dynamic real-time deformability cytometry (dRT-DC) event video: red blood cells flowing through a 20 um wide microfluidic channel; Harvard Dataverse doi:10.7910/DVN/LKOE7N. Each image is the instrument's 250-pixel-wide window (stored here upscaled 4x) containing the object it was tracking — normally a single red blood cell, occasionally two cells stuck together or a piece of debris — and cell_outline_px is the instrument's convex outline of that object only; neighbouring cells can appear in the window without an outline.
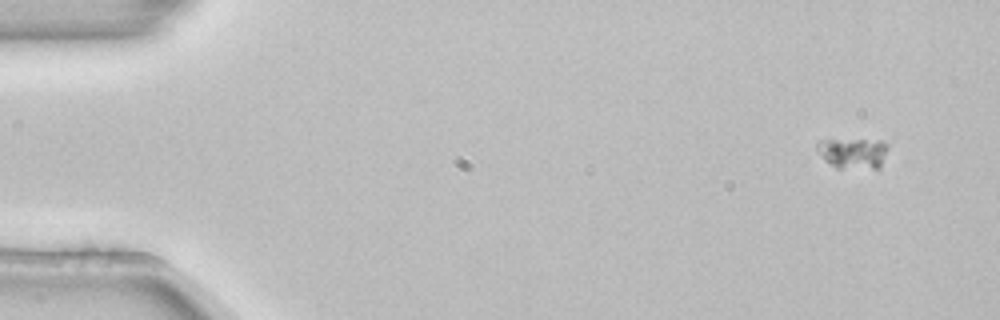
{"species": "common noctule bat (a hibernating species)", "species_latin": "Nyctalus noctula", "temperature_condition": "room temperature", "stored_images_in_passage": 5, "camera_frame_rate_fps": 3000, "um_per_image_px": 0.085, "animal": {"sex": "female", "body_mass_g": 22.7, "forearm_length_mm": 54.2}, "frame": {"image": 1, "passage_image": 1, "time_ms": 0.0, "image_size_px": [1000, 320], "cell_outline_px": [[888, 148], [880, 168], [836, 168], [824, 160], [816, 148], [816, 144], [820, 140], [884, 140], [888, 144]], "centroid_in_image_um": [72.52, 13.01], "position_along_channel_um": 12.5, "area_um2": 12.72}}
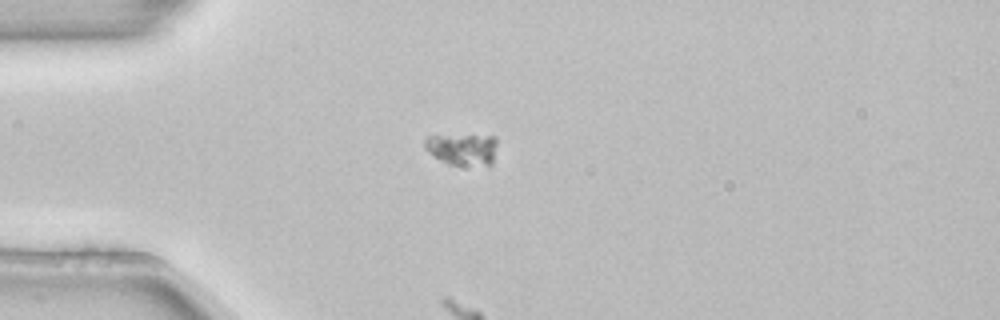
{"frame": {"image": 2, "passage_image": 4, "time_ms": 1.0, "image_size_px": [1000, 320], "cell_outline_px": [[496, 144], [492, 164], [448, 164], [432, 156], [424, 148], [424, 140], [428, 136], [496, 136]], "centroid_in_image_um": [39.26, 12.67], "position_along_channel_um": 45.7, "area_um2": 13.06}}